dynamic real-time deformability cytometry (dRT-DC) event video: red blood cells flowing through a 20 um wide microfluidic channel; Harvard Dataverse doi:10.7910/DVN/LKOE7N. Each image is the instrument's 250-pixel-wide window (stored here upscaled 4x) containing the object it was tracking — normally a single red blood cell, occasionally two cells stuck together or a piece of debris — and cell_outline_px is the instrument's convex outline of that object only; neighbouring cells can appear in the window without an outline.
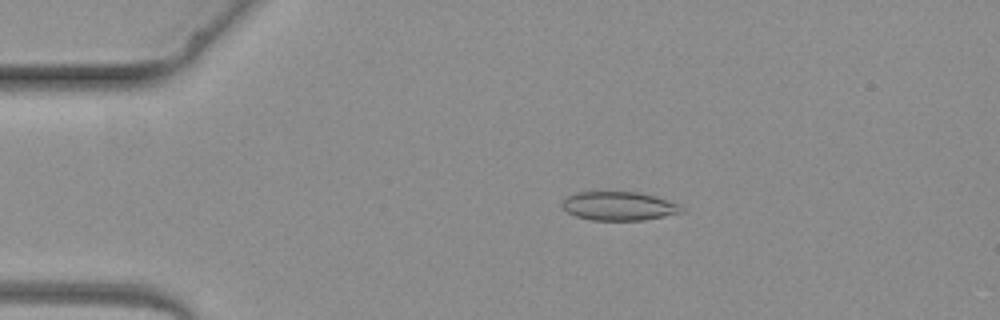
{"species": "common noctule bat (a hibernating species)", "species_latin": "Nyctalus noctula", "temperature_condition": "warm", "stored_images_in_passage": 4, "camera_frame_rate_fps": 3000, "um_per_image_px": 0.085, "animal": {"sex": "female", "body_mass_g": 19.3, "forearm_length_mm": 54.1}, "frame": {"image": 1, "passage_image": 3, "time_ms": 2.667, "image_size_px": [1000, 320], "cell_outline_px": [[684, 212], [644, 220], [592, 220], [576, 216], [568, 212], [560, 204], [560, 200], [576, 192], [636, 192], [656, 196], [680, 204], [684, 208]], "centroid_in_image_um": [52.61, 17.51], "position_along_channel_um": 32.4, "area_um2": 20.11}}